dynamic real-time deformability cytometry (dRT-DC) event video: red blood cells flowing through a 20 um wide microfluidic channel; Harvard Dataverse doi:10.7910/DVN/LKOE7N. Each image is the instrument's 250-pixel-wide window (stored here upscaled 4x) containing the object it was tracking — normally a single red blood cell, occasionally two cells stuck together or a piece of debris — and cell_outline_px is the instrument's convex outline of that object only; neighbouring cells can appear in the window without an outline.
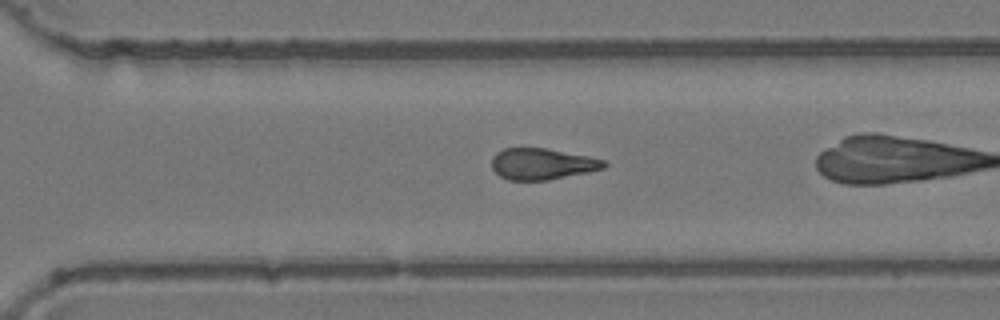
{"species": "common noctule bat (a hibernating species)", "species_latin": "Nyctalus noctula", "temperature_condition": "room temperature", "stored_images_in_passage": 39, "camera_frame_rate_fps": 3000, "um_per_image_px": 0.085, "animal": {"sex": "female", "body_mass_g": 24.6, "forearm_length_mm": 56.2}, "frame": {"image": 1, "passage_image": 34, "time_ms": 11.0, "image_size_px": [1000, 320], "cell_outline_px": [[608, 164], [604, 168], [588, 172], [548, 180], [508, 180], [500, 176], [492, 168], [492, 156], [496, 152], [504, 148], [544, 148], [588, 156], [604, 160]], "centroid_in_image_um": [46.06, 13.93], "position_along_channel_um": 324.5, "area_um2": 20.4}}